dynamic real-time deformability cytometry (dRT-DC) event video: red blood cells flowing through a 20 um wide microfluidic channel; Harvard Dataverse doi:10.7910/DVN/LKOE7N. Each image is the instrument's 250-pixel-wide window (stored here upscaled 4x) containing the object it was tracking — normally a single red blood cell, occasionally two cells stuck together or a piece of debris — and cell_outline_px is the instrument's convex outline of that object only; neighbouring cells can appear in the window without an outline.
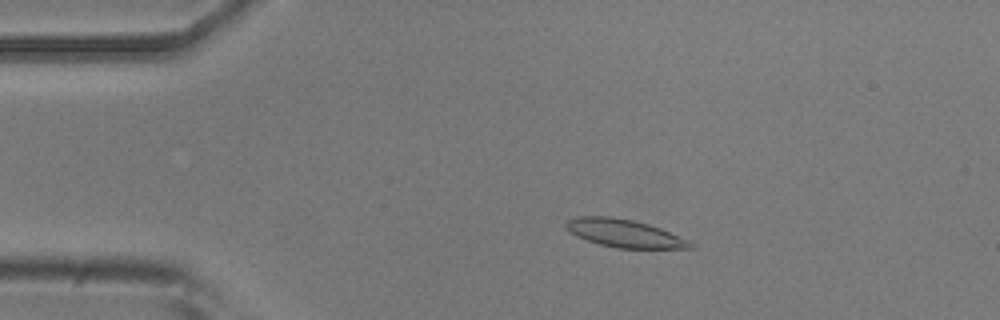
{"species": "common noctule bat (a hibernating species)", "species_latin": "Nyctalus noctula", "temperature_condition": "room temperature", "stored_images_in_passage": 53, "camera_frame_rate_fps": 3000, "um_per_image_px": 0.085, "animal": {"sex": "male", "body_mass_g": 20.5, "forearm_length_mm": 52.5}, "frame": {"image": 1, "passage_image": 10, "time_ms": 3.0, "image_size_px": [1000, 320], "cell_outline_px": [[696, 248], [616, 248], [600, 244], [576, 236], [564, 228], [564, 224], [568, 220], [576, 216], [612, 216], [632, 220], [648, 224], [660, 228], [692, 240], [696, 244]], "centroid_in_image_um": [53.11, 19.83], "position_along_channel_um": 31.9, "area_um2": 20.46}}
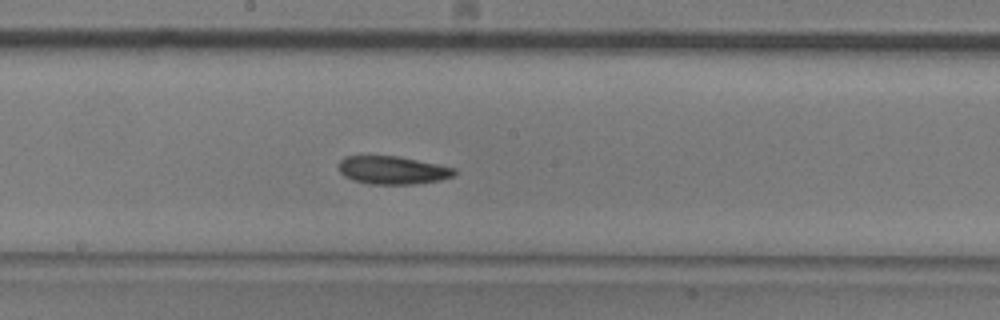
{"frame": {"image": 2, "passage_image": 28, "time_ms": 9.0, "image_size_px": [1000, 320], "cell_outline_px": [[456, 172], [452, 176], [440, 180], [416, 184], [368, 184], [352, 180], [344, 176], [340, 172], [340, 160], [344, 156], [396, 156], [456, 168]], "centroid_in_image_um": [33.35, 14.47], "position_along_channel_um": 214.8, "area_um2": 18.79}}
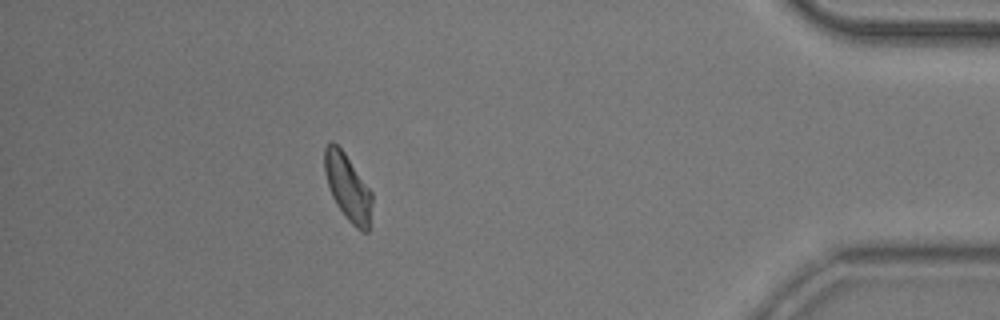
{"frame": {"image": 3, "passage_image": 47, "time_ms": 15.333, "image_size_px": [1000, 320], "cell_outline_px": [[372, 204], [368, 232], [360, 232], [344, 216], [336, 204], [332, 196], [324, 172], [324, 148], [332, 140], [344, 152], [372, 192]], "centroid_in_image_um": [29.56, 15.94], "position_along_channel_um": 405.6, "area_um2": 18.38}, "authors_computed_cell_mechanics": {"area_um2": 19.1318, "velocity_mm_per_s": 3.7912, "shape_relaxation_time_tau1_ms": 10.0487, "shape_relaxation_time_tau2_ms": 5.7127, "deformation_change_tau1": 0.1847, "deformation_change_tau2": 0.124}}